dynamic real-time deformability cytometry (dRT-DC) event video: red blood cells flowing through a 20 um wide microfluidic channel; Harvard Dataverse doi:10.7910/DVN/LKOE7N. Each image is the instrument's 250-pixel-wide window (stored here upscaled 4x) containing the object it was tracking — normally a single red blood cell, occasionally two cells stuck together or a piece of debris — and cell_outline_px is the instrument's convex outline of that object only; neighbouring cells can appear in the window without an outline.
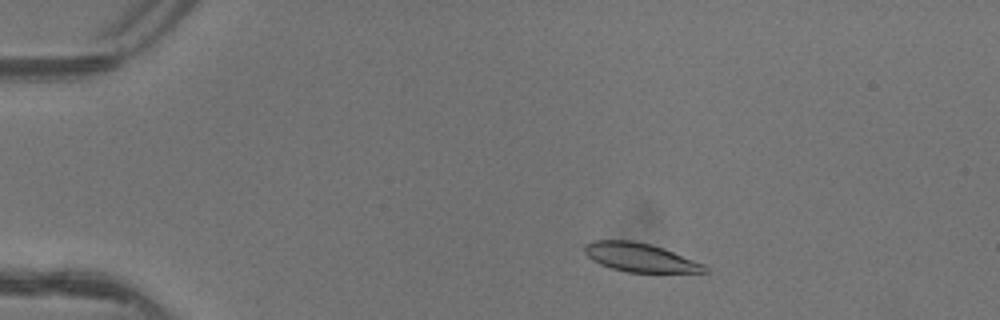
{"species": "common noctule bat (a hibernating species)", "species_latin": "Nyctalus noctula", "temperature_condition": "warm", "stored_images_in_passage": 4, "camera_frame_rate_fps": 3000, "um_per_image_px": 0.085, "animal": {"sex": "female"}, "frame": {"image": 1, "passage_image": 2, "time_ms": 0.333, "image_size_px": [1000, 320], "cell_outline_px": [[708, 272], [624, 272], [600, 264], [592, 260], [584, 252], [584, 244], [592, 240], [632, 240], [652, 244], [664, 248], [704, 264], [708, 268]], "centroid_in_image_um": [54.38, 21.87], "position_along_channel_um": 30.6, "area_um2": 20.17}}
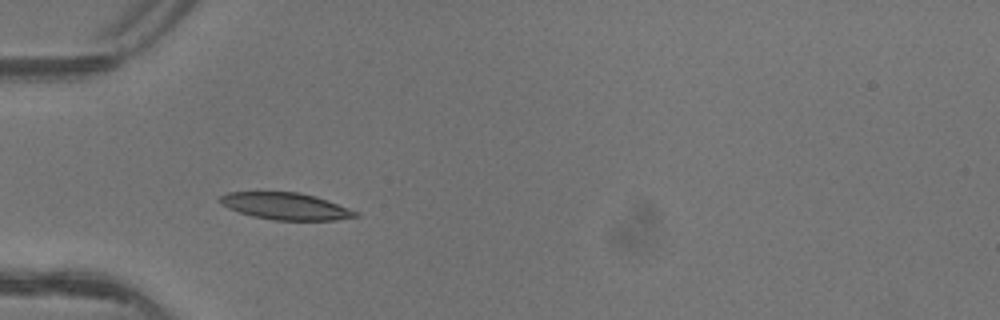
{"frame": {"image": 2, "passage_image": 4, "time_ms": 1.0, "image_size_px": [1000, 320], "cell_outline_px": [[360, 216], [336, 220], [276, 220], [252, 216], [228, 208], [220, 204], [216, 200], [220, 196], [228, 192], [300, 192], [316, 196], [360, 212]], "centroid_in_image_um": [24.28, 17.52], "position_along_channel_um": 60.7, "area_um2": 21.39}}